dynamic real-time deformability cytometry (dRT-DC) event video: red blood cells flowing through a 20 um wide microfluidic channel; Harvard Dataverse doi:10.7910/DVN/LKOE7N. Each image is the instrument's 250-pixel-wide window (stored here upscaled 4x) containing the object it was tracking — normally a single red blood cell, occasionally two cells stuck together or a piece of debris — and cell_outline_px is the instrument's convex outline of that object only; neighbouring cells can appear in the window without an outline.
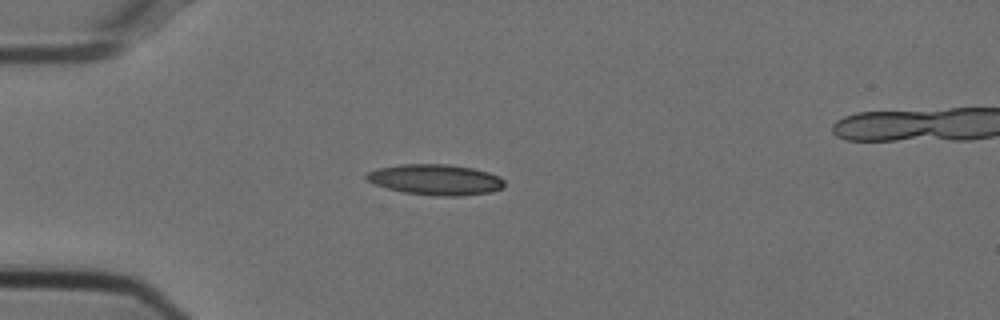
{"species": "Egyptian fruit bat (a non-hibernating species)", "species_latin": "Rousettus aegyptiacus", "temperature_condition": "cold", "stored_images_in_passage": 41, "segment_of_instrument_passage": [1, 2], "camera_frame_rate_fps": 3000, "um_per_image_px": 0.085, "animal": {"sex": "female"}, "frame": {"image": 1, "passage_image": 1, "time_ms": 0.0, "image_size_px": [1000, 320], "cell_outline_px": [[504, 188], [492, 192], [460, 196], [436, 196], [404, 192], [388, 188], [376, 184], [368, 180], [364, 176], [368, 172], [376, 168], [400, 164], [448, 164], [472, 168], [488, 172], [500, 176], [504, 180]], "centroid_in_image_um": [37.05, 15.27], "position_along_channel_um": 47.9, "area_um2": 24.74}}
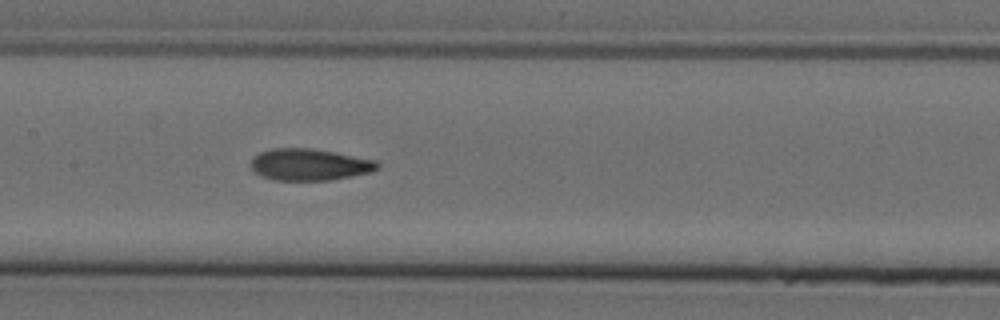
{"frame": {"image": 2, "passage_image": 13, "time_ms": 4.0, "image_size_px": [1000, 320], "cell_outline_px": [[380, 168], [372, 172], [352, 176], [328, 180], [276, 180], [264, 176], [256, 172], [248, 164], [260, 152], [272, 148], [312, 148], [336, 152], [380, 160]], "centroid_in_image_um": [26.39, 13.98], "position_along_channel_um": 181.0, "area_um2": 23.58}}
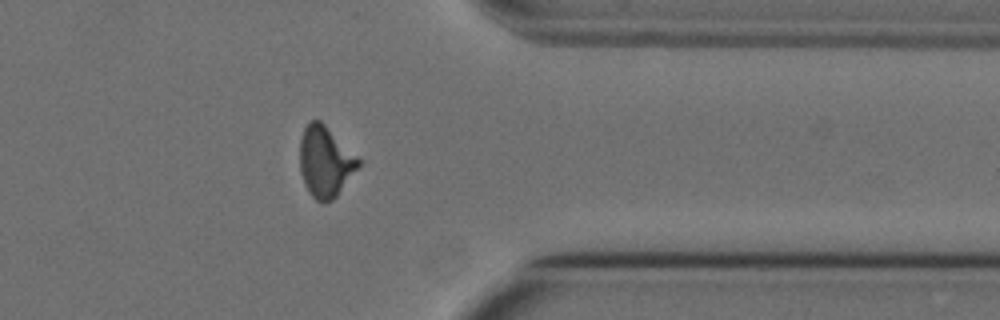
{"frame": {"image": 3, "passage_image": 30, "time_ms": 9.667, "image_size_px": [1000, 320], "cell_outline_px": [[360, 164], [336, 196], [332, 200], [324, 204], [316, 200], [308, 192], [304, 184], [300, 172], [300, 140], [304, 128], [312, 120], [320, 120], [360, 160]], "centroid_in_image_um": [27.61, 13.77], "position_along_channel_um": 383.8, "area_um2": 23.76}}